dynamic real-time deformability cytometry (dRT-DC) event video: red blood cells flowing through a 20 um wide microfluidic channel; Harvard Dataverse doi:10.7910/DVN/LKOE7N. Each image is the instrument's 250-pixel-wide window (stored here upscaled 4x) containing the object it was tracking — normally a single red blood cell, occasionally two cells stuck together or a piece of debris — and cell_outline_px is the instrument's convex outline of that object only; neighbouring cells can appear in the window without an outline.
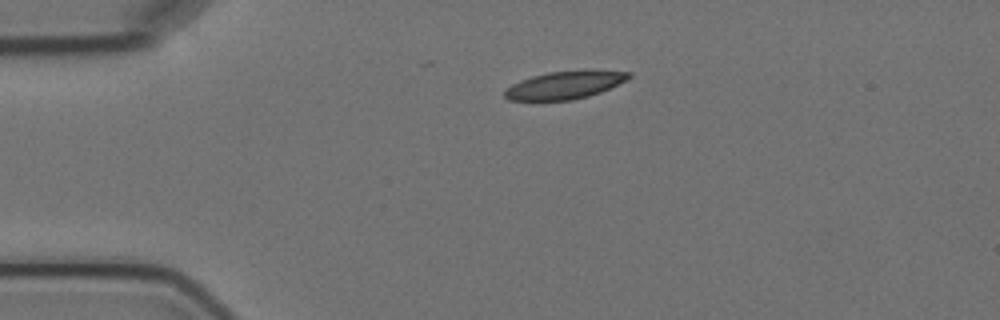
{"species": "Egyptian fruit bat (a non-hibernating species)", "species_latin": "Rousettus aegyptiacus", "temperature_condition": "cold", "stored_images_in_passage": 2, "camera_frame_rate_fps": 3000, "um_per_image_px": 0.085, "animal": {"sex": "female"}, "frame": {"image": 1, "passage_image": 1, "time_ms": 0.0, "image_size_px": [1000, 320], "cell_outline_px": [[632, 76], [628, 80], [600, 92], [588, 96], [572, 100], [508, 100], [504, 96], [504, 92], [512, 84], [520, 80], [532, 76], [548, 72], [588, 68], [592, 68], [632, 72]], "centroid_in_image_um": [48.09, 7.19], "position_along_channel_um": 36.9, "area_um2": 20.63}}